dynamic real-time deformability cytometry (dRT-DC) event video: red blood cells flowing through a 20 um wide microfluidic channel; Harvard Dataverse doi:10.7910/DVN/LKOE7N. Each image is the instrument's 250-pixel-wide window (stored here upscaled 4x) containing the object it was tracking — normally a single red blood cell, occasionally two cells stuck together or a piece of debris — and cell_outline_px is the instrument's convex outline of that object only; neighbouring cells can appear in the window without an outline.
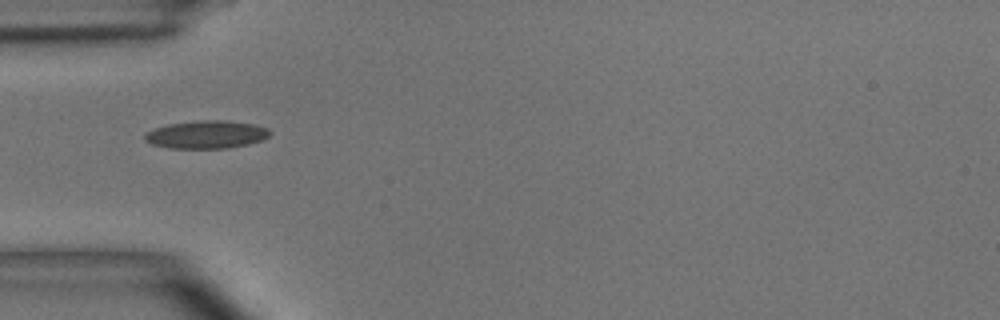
{"species": "common noctule bat (a hibernating species)", "species_latin": "Nyctalus noctula", "temperature_condition": "room temperature", "stored_images_in_passage": 7, "camera_frame_rate_fps": 3000, "um_per_image_px": 0.085, "animal": {"sex": "male", "body_mass_g": 15.6}, "frame": {"image": 1, "passage_image": 4, "time_ms": 4.333, "image_size_px": [1000, 320], "cell_outline_px": [[272, 132], [268, 136], [260, 140], [248, 144], [228, 148], [168, 148], [152, 144], [144, 140], [144, 136], [148, 132], [156, 128], [168, 124], [200, 120], [224, 120], [252, 124], [268, 128]], "centroid_in_image_um": [17.54, 11.44], "position_along_channel_um": 67.5, "area_um2": 20.17}}
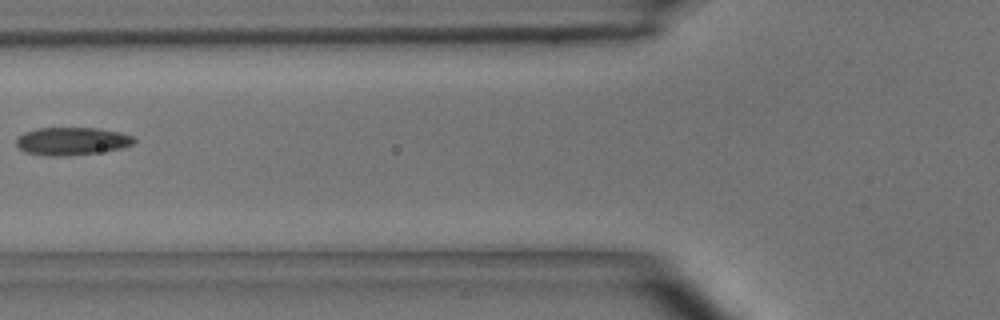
{"frame": {"image": 2, "passage_image": 5, "time_ms": 5.667, "image_size_px": [1000, 320], "cell_outline_px": [[136, 140], [132, 144], [120, 148], [96, 152], [68, 156], [48, 156], [24, 152], [16, 144], [16, 140], [24, 132], [36, 128], [96, 128], [120, 132], [132, 136]], "centroid_in_image_um": [6.08, 12.0], "position_along_channel_um": 119.7, "area_um2": 18.96}}